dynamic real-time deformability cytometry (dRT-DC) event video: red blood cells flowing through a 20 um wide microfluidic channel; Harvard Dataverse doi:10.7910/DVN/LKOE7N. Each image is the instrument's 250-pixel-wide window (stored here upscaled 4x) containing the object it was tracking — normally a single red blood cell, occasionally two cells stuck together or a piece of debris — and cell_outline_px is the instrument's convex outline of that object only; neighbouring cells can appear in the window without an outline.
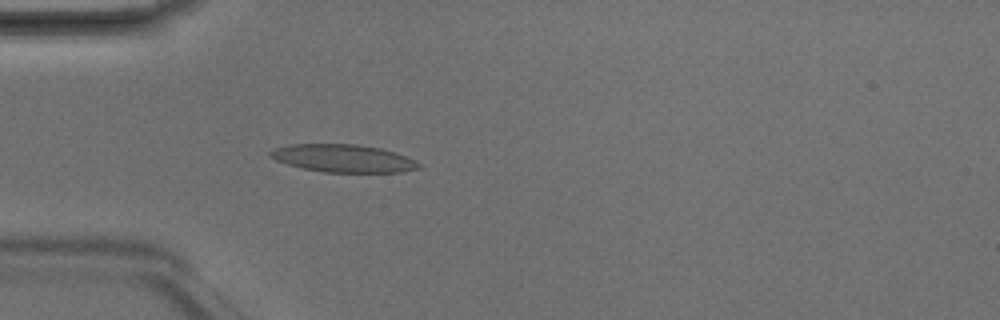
{"species": "Egyptian fruit bat (a non-hibernating species)", "species_latin": "Rousettus aegyptiacus", "temperature_condition": "room temperature", "stored_images_in_passage": 4, "camera_frame_rate_fps": 3000, "um_per_image_px": 0.085, "animal": {"sex": "male"}, "frame": {"image": 1, "passage_image": 4, "time_ms": 1.0, "image_size_px": [1000, 320], "cell_outline_px": [[424, 164], [416, 168], [400, 172], [324, 172], [304, 168], [288, 164], [276, 160], [268, 156], [268, 152], [276, 148], [288, 144], [356, 144], [380, 148], [396, 152], [416, 160]], "centroid_in_image_um": [29.18, 13.45], "position_along_channel_um": 55.8, "area_um2": 23.99}}